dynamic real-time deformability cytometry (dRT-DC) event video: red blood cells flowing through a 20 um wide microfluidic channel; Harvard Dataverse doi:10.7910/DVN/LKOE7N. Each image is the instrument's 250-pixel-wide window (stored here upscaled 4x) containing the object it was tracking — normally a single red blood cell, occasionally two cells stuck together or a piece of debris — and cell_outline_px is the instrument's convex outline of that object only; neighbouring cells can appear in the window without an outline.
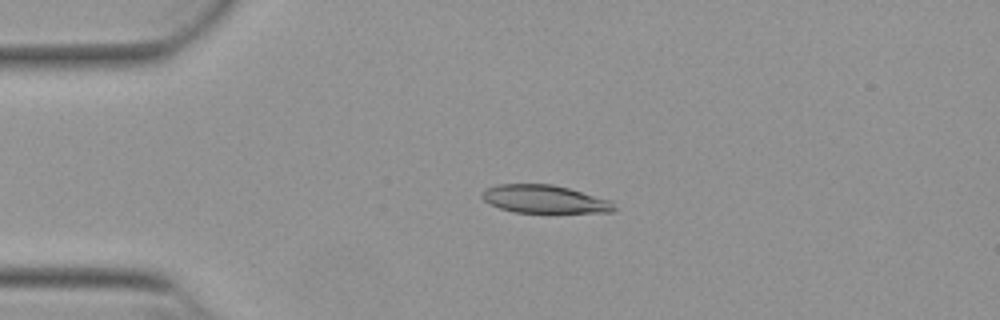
{"species": "Egyptian fruit bat (a non-hibernating species)", "species_latin": "Rousettus aegyptiacus", "temperature_condition": "warm", "stored_images_in_passage": 44, "camera_frame_rate_fps": 3000, "um_per_image_px": 0.085, "animal": {"sex": "female"}, "frame": {"image": 1, "passage_image": 4, "time_ms": 1.0, "image_size_px": [1000, 320], "cell_outline_px": [[616, 212], [512, 212], [488, 204], [480, 196], [488, 188], [496, 184], [552, 184], [568, 188], [612, 200], [616, 208]], "centroid_in_image_um": [46.3, 16.93], "position_along_channel_um": 38.7, "area_um2": 21.56}}
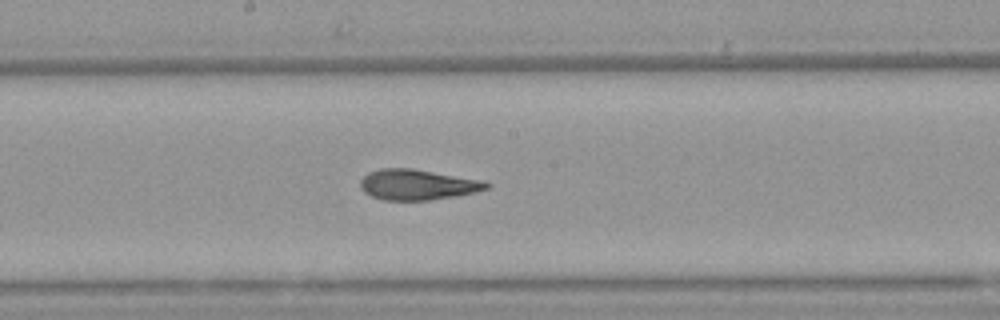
{"frame": {"image": 2, "passage_image": 20, "time_ms": 6.333, "image_size_px": [1000, 320], "cell_outline_px": [[492, 184], [488, 188], [476, 192], [456, 196], [428, 200], [384, 200], [372, 196], [364, 192], [360, 188], [360, 180], [368, 172], [380, 168], [412, 168], [484, 180]], "centroid_in_image_um": [35.5, 15.69], "position_along_channel_um": 212.7, "area_um2": 22.6}}
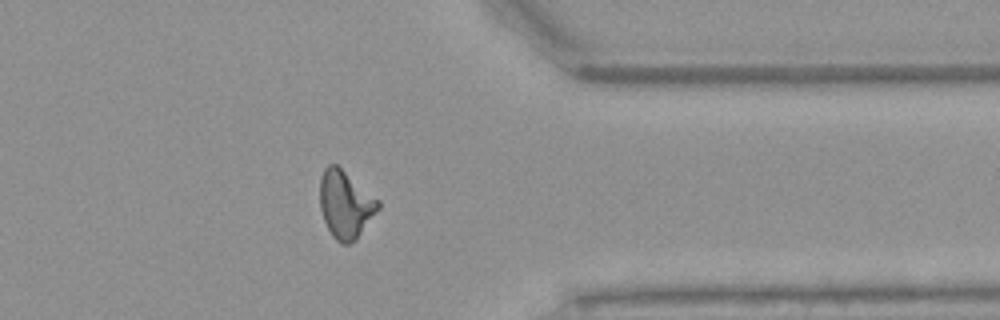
{"frame": {"image": 3, "passage_image": 34, "time_ms": 11.0, "image_size_px": [1000, 320], "cell_outline_px": [[380, 208], [356, 240], [348, 244], [340, 244], [332, 236], [324, 220], [320, 208], [320, 176], [324, 168], [328, 164], [336, 164], [380, 200]], "centroid_in_image_um": [29.36, 17.38], "position_along_channel_um": 382.0, "area_um2": 23.06}, "authors_computed_cell_mechanics": {"area_um2": 22.542, "velocity_mm_per_s": 3.8625, "shape_relaxation_time_tau1_ms": 9.16, "shape_relaxation_time_tau2_ms": 2.177, "deformation_change_tau1": 0.2546, "deformation_change_tau2": 0.1077}}